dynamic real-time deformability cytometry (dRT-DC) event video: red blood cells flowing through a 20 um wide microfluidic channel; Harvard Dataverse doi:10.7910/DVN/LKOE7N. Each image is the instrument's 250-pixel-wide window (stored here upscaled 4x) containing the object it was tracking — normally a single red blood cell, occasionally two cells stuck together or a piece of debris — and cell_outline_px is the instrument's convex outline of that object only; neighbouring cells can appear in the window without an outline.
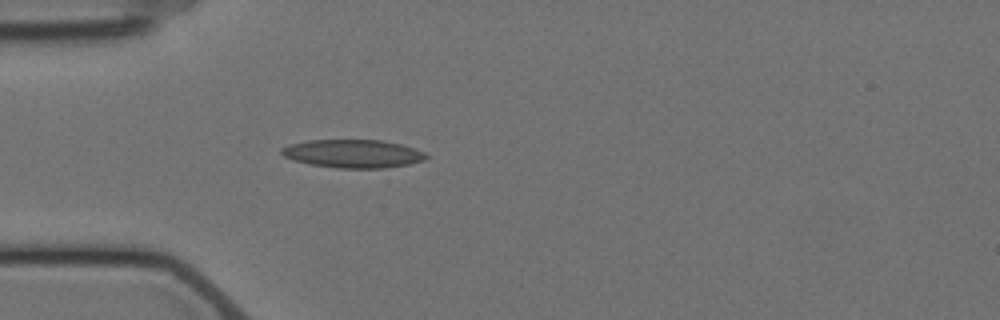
{"species": "Egyptian fruit bat (a non-hibernating species)", "species_latin": "Rousettus aegyptiacus", "temperature_condition": "cold", "stored_images_in_passage": 4, "camera_frame_rate_fps": 3000, "um_per_image_px": 0.085, "animal": {"sex": "female"}, "frame": {"image": 1, "passage_image": 4, "time_ms": 3.333, "image_size_px": [1000, 320], "cell_outline_px": [[428, 156], [424, 160], [408, 164], [384, 168], [336, 168], [308, 164], [292, 160], [284, 156], [280, 152], [280, 148], [288, 144], [308, 140], [380, 140], [400, 144], [416, 148], [424, 152]], "centroid_in_image_um": [29.96, 13.06], "position_along_channel_um": 55.0, "area_um2": 23.93}}